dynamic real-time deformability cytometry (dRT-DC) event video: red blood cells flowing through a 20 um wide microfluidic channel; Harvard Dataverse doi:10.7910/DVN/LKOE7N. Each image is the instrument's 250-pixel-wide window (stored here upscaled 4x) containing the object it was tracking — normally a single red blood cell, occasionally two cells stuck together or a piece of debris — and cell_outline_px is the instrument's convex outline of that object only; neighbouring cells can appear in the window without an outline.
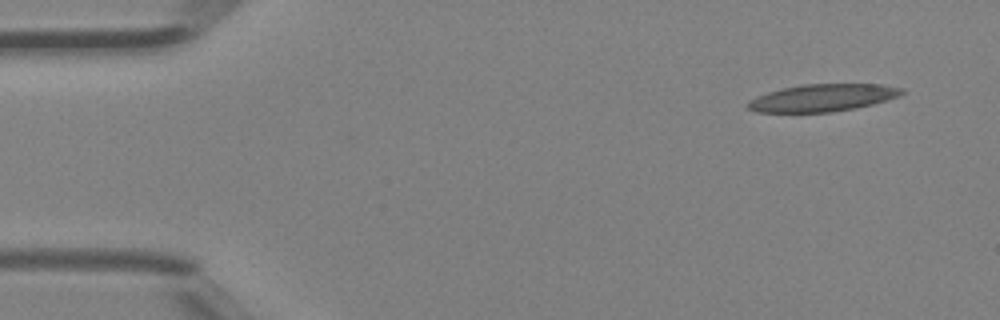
{"species": "Egyptian fruit bat (a non-hibernating species)", "species_latin": "Rousettus aegyptiacus", "temperature_condition": "room temperature", "stored_images_in_passage": 4, "camera_frame_rate_fps": 3000, "um_per_image_px": 0.085, "animal": {"sex": "female"}, "frame": {"image": 1, "passage_image": 1, "time_ms": 0.0, "image_size_px": [1000, 320], "cell_outline_px": [[904, 92], [900, 96], [872, 104], [856, 108], [832, 112], [756, 112], [748, 108], [744, 104], [748, 100], [756, 96], [768, 92], [800, 84], [884, 84], [904, 88]], "centroid_in_image_um": [69.92, 8.31], "position_along_channel_um": 15.1, "area_um2": 24.68}}
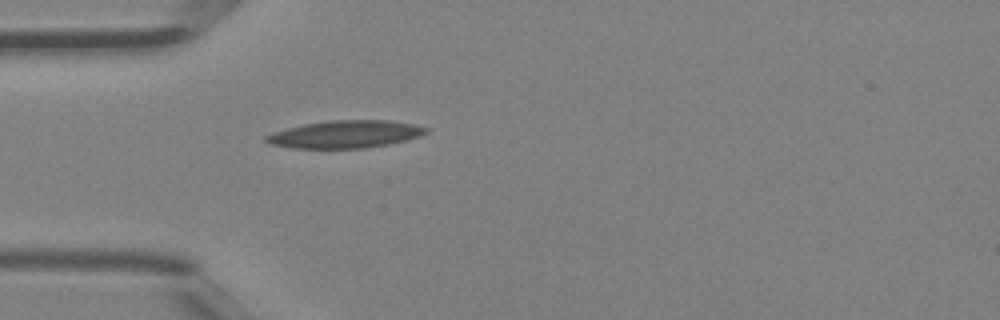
{"frame": {"image": 2, "passage_image": 4, "time_ms": 1.0, "image_size_px": [1000, 320], "cell_outline_px": [[428, 132], [420, 136], [388, 144], [364, 148], [292, 148], [272, 144], [264, 140], [264, 136], [288, 128], [304, 124], [328, 120], [388, 120], [416, 124], [428, 128]], "centroid_in_image_um": [29.38, 11.4], "position_along_channel_um": 55.6, "area_um2": 25.49}}